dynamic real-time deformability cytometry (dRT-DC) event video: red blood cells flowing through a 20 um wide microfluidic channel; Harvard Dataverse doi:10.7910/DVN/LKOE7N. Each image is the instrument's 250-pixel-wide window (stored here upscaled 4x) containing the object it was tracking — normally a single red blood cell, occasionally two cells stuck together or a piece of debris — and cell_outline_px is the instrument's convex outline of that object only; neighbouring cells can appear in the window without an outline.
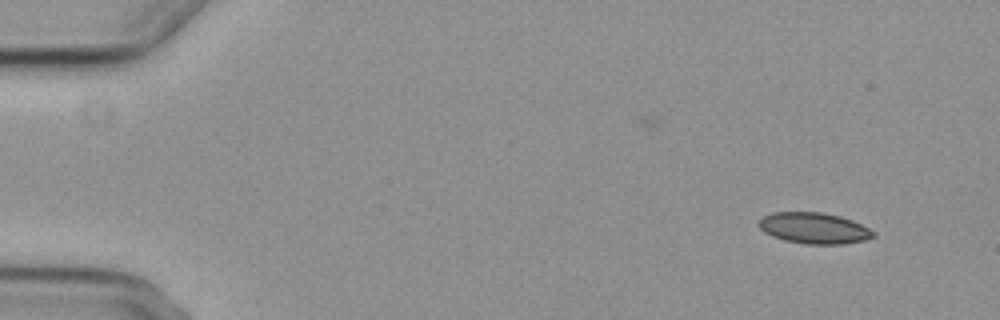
{"species": "common noctule bat (a hibernating species)", "species_latin": "Nyctalus noctula", "temperature_condition": "cold", "stored_images_in_passage": 8, "camera_frame_rate_fps": 3000, "um_per_image_px": 0.085, "animal": {"sex": "female", "body_mass_g": 29.2, "forearm_length_mm": 56.3}, "frame": {"image": 1, "passage_image": 1, "time_ms": 0.0, "image_size_px": [1000, 320], "cell_outline_px": [[876, 236], [864, 240], [844, 244], [804, 244], [784, 240], [772, 236], [764, 232], [756, 224], [764, 216], [772, 212], [820, 212], [840, 216], [852, 220], [876, 232]], "centroid_in_image_um": [69.19, 19.39], "position_along_channel_um": 15.8, "area_um2": 20.81}}
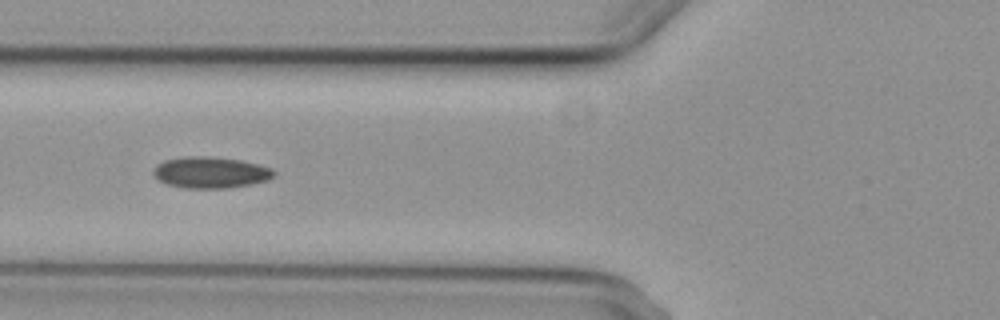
{"frame": {"image": 2, "passage_image": 6, "time_ms": 5.667, "image_size_px": [1000, 320], "cell_outline_px": [[276, 176], [268, 180], [252, 184], [228, 188], [184, 188], [168, 184], [160, 180], [152, 172], [156, 164], [164, 160], [184, 156], [208, 156], [240, 160], [260, 164], [272, 168], [276, 172]], "centroid_in_image_um": [17.94, 14.65], "position_along_channel_um": 107.9, "area_um2": 22.2}}
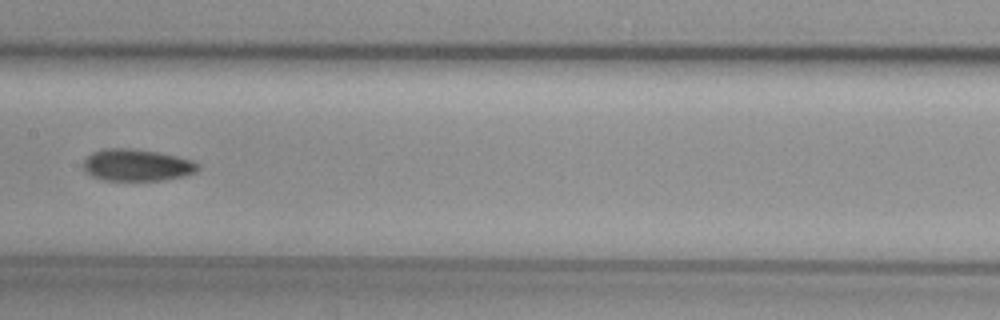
{"frame": {"image": 3, "passage_image": 8, "time_ms": 8.0, "image_size_px": [1000, 320], "cell_outline_px": [[200, 168], [196, 172], [184, 176], [164, 180], [104, 180], [92, 176], [84, 172], [84, 160], [92, 152], [108, 148], [128, 148], [156, 152], [176, 156], [192, 160], [200, 164]], "centroid_in_image_um": [11.65, 14.04], "position_along_channel_um": 195.8, "area_um2": 21.27}}